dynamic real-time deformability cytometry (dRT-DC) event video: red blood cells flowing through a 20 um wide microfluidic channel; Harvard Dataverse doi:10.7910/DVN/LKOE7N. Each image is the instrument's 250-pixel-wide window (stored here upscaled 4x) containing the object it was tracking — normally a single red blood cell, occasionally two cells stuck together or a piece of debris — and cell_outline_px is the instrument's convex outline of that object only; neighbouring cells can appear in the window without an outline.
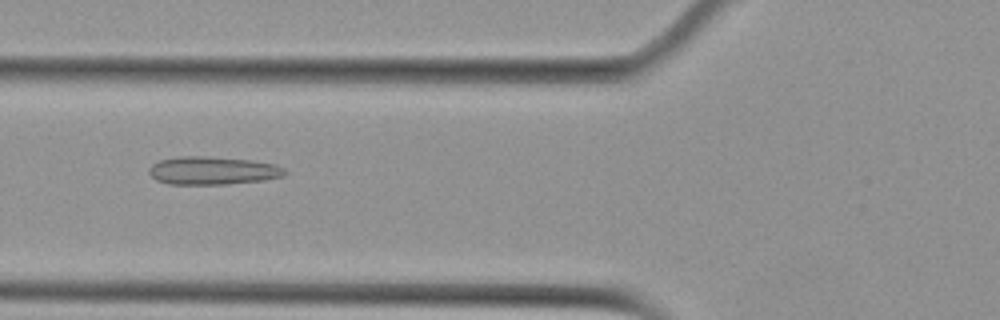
{"species": "Egyptian fruit bat (a non-hibernating species)", "species_latin": "Rousettus aegyptiacus", "temperature_condition": "cold", "stored_images_in_passage": 51, "camera_frame_rate_fps": 3000, "um_per_image_px": 0.085, "animal": {"sex": "female"}, "frame": {"image": 1, "passage_image": 20, "time_ms": 6.333, "image_size_px": [1000, 320], "cell_outline_px": [[288, 172], [284, 176], [264, 180], [224, 184], [168, 184], [156, 180], [148, 172], [148, 168], [152, 164], [160, 160], [180, 156], [208, 156], [252, 160], [276, 164], [284, 168]], "centroid_in_image_um": [18.09, 14.49], "position_along_channel_um": 107.7, "area_um2": 22.37}}
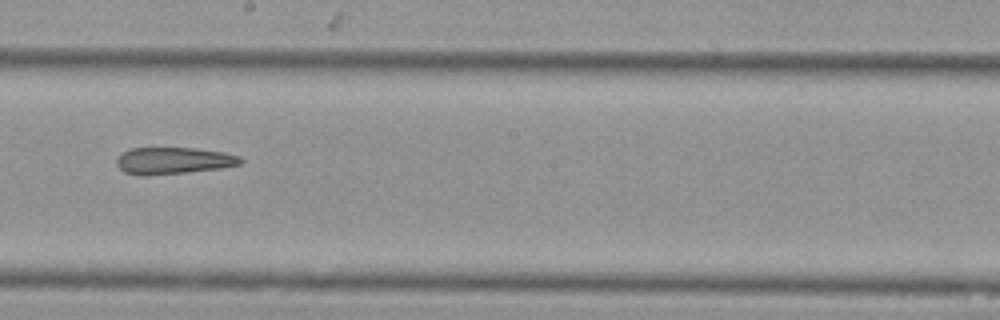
{"frame": {"image": 2, "passage_image": 30, "time_ms": 9.667, "image_size_px": [1000, 320], "cell_outline_px": [[244, 160], [240, 164], [224, 168], [188, 172], [148, 176], [140, 176], [124, 172], [116, 164], [116, 160], [124, 152], [132, 148], [196, 148], [224, 152], [240, 156]], "centroid_in_image_um": [14.77, 13.67], "position_along_channel_um": 233.4, "area_um2": 19.54}}
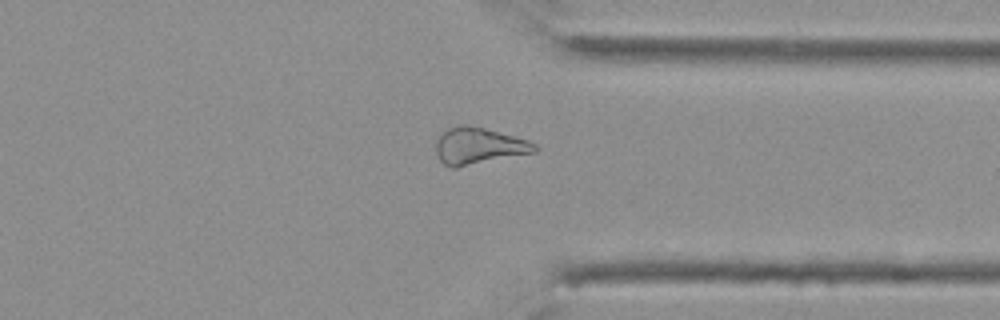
{"frame": {"image": 3, "passage_image": 41, "time_ms": 13.333, "image_size_px": [1000, 320], "cell_outline_px": [[540, 148], [536, 152], [456, 168], [452, 168], [444, 164], [440, 160], [436, 152], [436, 140], [448, 128], [456, 124], [468, 124], [516, 136], [528, 140], [536, 144]], "centroid_in_image_um": [40.71, 12.4], "position_along_channel_um": 370.7, "area_um2": 21.33}, "authors_computed_cell_mechanics": {"area_um2": 22.253, "velocity_mm_per_s": 3.7774, "shape_relaxation_time_tau1_ms": null, "shape_relaxation_time_tau2_ms": 7.4644, "deformation_change_tau1": null, "deformation_change_tau2": 0.1719}}